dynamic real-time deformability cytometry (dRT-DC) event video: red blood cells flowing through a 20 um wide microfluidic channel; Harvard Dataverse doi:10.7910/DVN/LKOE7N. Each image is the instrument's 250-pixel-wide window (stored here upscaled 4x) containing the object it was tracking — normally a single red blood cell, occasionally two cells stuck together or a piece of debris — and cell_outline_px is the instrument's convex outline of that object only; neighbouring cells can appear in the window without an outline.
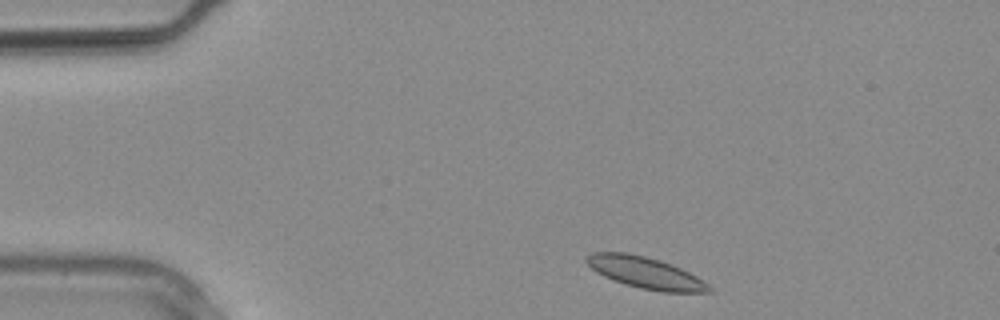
{"species": "common noctule bat (a hibernating species)", "species_latin": "Nyctalus noctula", "temperature_condition": "warm", "stored_images_in_passage": 7, "camera_frame_rate_fps": 3000, "um_per_image_px": 0.085, "animal": {"sex": "male", "body_mass_g": 20.4}, "frame": {"image": 1, "passage_image": 1, "time_ms": 0.0, "image_size_px": [1000, 320], "cell_outline_px": [[712, 292], [660, 292], [640, 288], [604, 276], [596, 272], [584, 260], [592, 252], [628, 252], [660, 260], [680, 268], [696, 276], [708, 284], [712, 288]], "centroid_in_image_um": [54.87, 23.18], "position_along_channel_um": 30.1, "area_um2": 22.2}}
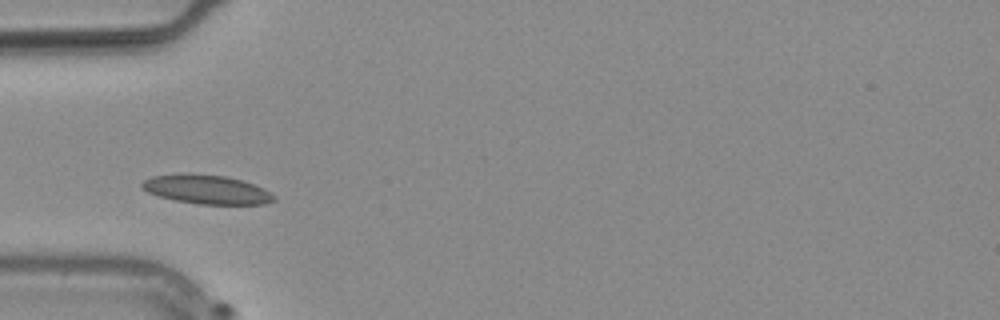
{"frame": {"image": 2, "passage_image": 5, "time_ms": 1.333, "image_size_px": [1000, 320], "cell_outline_px": [[276, 200], [264, 204], [200, 204], [176, 200], [160, 196], [148, 192], [140, 188], [140, 184], [144, 180], [152, 176], [180, 172], [192, 172], [224, 176], [240, 180], [264, 188], [276, 196]], "centroid_in_image_um": [17.53, 16.08], "position_along_channel_um": 67.5, "area_um2": 22.54}}